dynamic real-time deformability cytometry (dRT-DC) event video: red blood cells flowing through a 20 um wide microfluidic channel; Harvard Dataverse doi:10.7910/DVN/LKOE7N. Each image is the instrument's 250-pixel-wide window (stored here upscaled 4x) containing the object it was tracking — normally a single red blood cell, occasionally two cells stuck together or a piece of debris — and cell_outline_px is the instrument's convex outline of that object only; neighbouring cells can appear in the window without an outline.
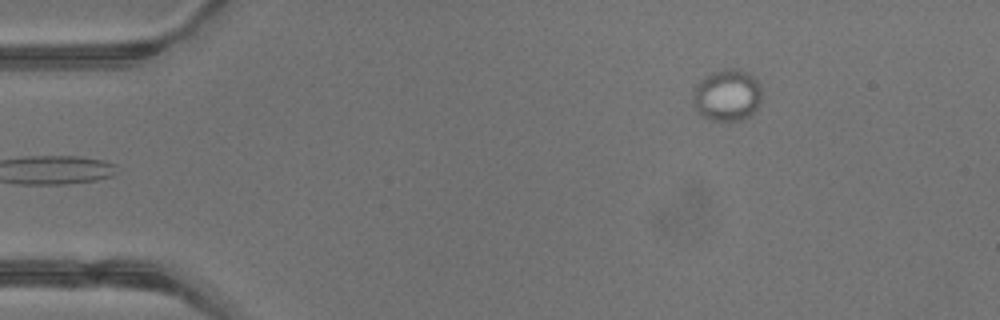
{"species": "common noctule bat (a hibernating species)", "species_latin": "Nyctalus noctula", "temperature_condition": "warm", "stored_images_in_passage": 14, "camera_frame_rate_fps": 3000, "um_per_image_px": 0.085, "animal": {"sex": "male", "body_mass_g": 13.3}, "frame": {"image": 1, "passage_image": 1, "time_ms": 0.0, "image_size_px": [1000, 320], "cell_outline_px": [[760, 104], [756, 112], [740, 120], [708, 120], [700, 116], [692, 100], [692, 92], [696, 84], [700, 80], [712, 72], [724, 68], [736, 68], [748, 72], [760, 84]], "centroid_in_image_um": [61.79, 8.09], "position_along_channel_um": 23.2, "area_um2": 21.04}}
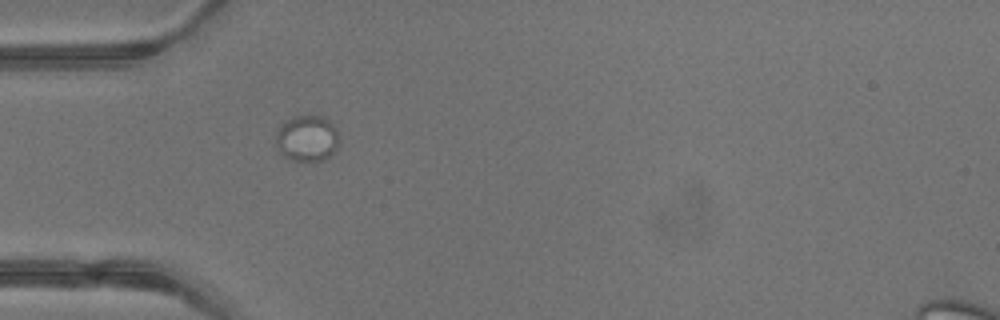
{"frame": {"image": 2, "passage_image": 8, "time_ms": 2.333, "image_size_px": [1000, 320], "cell_outline_px": [[340, 144], [324, 160], [288, 160], [280, 152], [276, 144], [276, 132], [280, 124], [296, 116], [320, 116], [328, 120], [336, 128], [340, 136]], "centroid_in_image_um": [26.11, 11.76], "position_along_channel_um": 58.9, "area_um2": 16.99}}
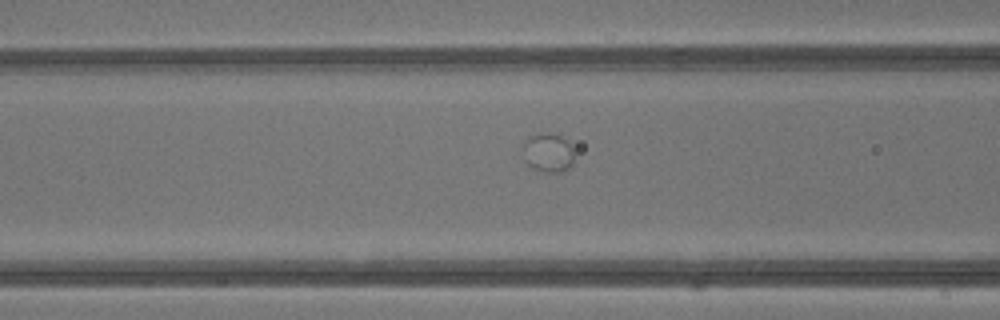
{"frame": {"image": 3, "passage_image": 12, "time_ms": 3.667, "image_size_px": [1000, 320], "cell_outline_px": [[572, 164], [564, 172], [548, 172], [532, 168], [524, 160], [520, 148], [524, 140], [532, 136], [548, 132], [560, 136], [572, 144]], "centroid_in_image_um": [46.54, 12.98], "position_along_channel_um": 120.1, "area_um2": 11.79}}